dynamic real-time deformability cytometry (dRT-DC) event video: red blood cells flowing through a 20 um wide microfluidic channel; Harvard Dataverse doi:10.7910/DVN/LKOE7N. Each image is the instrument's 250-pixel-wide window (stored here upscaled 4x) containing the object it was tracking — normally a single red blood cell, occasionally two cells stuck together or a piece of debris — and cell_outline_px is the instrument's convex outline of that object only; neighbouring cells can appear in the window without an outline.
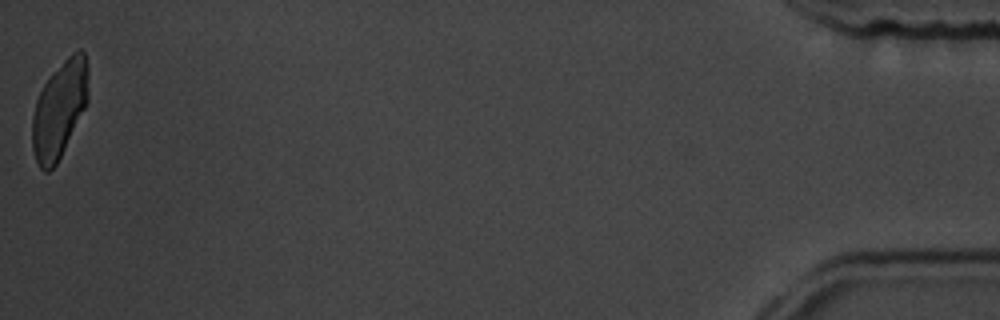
{"species": "common noctule bat (a hibernating species)", "species_latin": "Nyctalus noctula", "temperature_condition": "room temperature", "stored_images_in_passage": 40, "camera_frame_rate_fps": 3000, "um_per_image_px": 0.085, "animal": {"sex": "male", "body_mass_g": 19.5, "forearm_length_mm": 54.6}, "frame": {"image": 1, "passage_image": 40, "time_ms": 13.0, "image_size_px": [1000, 320], "cell_outline_px": [[88, 100], [56, 164], [48, 172], [44, 172], [40, 168], [36, 160], [32, 148], [32, 116], [36, 100], [44, 84], [52, 72], [72, 52], [80, 48], [84, 52], [88, 64]], "centroid_in_image_um": [5.04, 9.26], "position_along_channel_um": 430.2, "area_um2": 31.39}}